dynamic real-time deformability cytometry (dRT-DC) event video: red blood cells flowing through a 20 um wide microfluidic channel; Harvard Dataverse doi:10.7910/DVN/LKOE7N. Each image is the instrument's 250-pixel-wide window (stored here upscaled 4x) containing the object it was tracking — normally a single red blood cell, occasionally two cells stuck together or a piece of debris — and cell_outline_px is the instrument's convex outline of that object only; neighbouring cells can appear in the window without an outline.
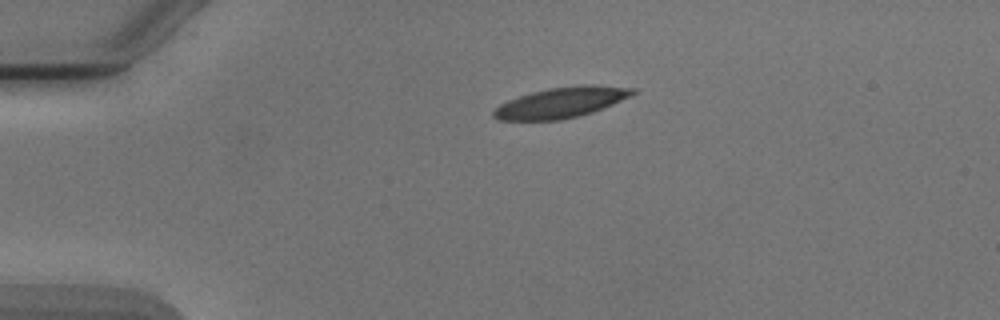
{"species": "Egyptian fruit bat (a non-hibernating species)", "species_latin": "Rousettus aegyptiacus", "temperature_condition": "cold", "stored_images_in_passage": 2, "camera_frame_rate_fps": 3000, "um_per_image_px": 0.085, "animal": {"sex": "male"}, "frame": {"image": 1, "passage_image": 1, "time_ms": 0.0, "image_size_px": [1000, 320], "cell_outline_px": [[636, 92], [604, 108], [580, 116], [560, 120], [500, 120], [492, 116], [492, 112], [500, 104], [508, 100], [532, 92], [548, 88], [580, 84], [592, 84], [636, 88]], "centroid_in_image_um": [47.7, 8.71], "position_along_channel_um": 37.3, "area_um2": 24.74}}